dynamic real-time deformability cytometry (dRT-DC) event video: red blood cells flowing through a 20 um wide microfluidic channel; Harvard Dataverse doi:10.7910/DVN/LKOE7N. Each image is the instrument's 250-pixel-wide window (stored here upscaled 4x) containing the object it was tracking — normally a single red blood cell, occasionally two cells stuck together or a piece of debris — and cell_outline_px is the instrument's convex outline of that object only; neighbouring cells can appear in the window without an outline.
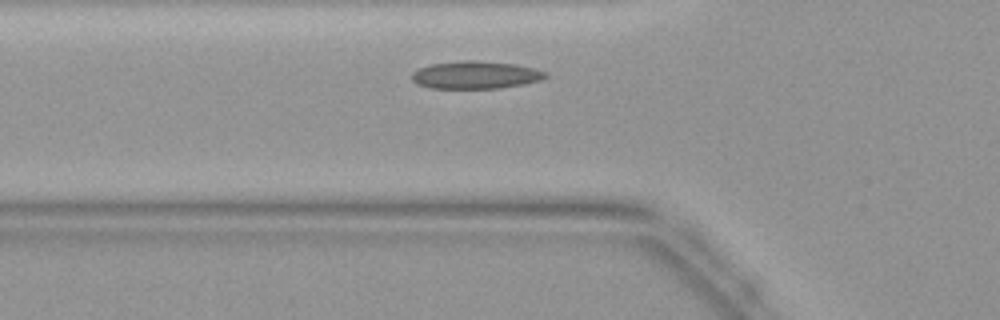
{"species": "common noctule bat (a hibernating species)", "species_latin": "Nyctalus noctula", "temperature_condition": "warm", "stored_images_in_passage": 27, "camera_frame_rate_fps": 3000, "um_per_image_px": 0.085, "animal": {"sex": "female", "body_mass_g": 19.9}, "frame": {"image": 1, "passage_image": 5, "time_ms": 1.333, "image_size_px": [1000, 320], "cell_outline_px": [[548, 76], [540, 80], [524, 84], [500, 88], [428, 88], [416, 84], [412, 80], [412, 72], [420, 68], [432, 64], [460, 60], [472, 60], [516, 64], [536, 68], [548, 72]], "centroid_in_image_um": [40.44, 6.37], "position_along_channel_um": 85.4, "area_um2": 21.68}}
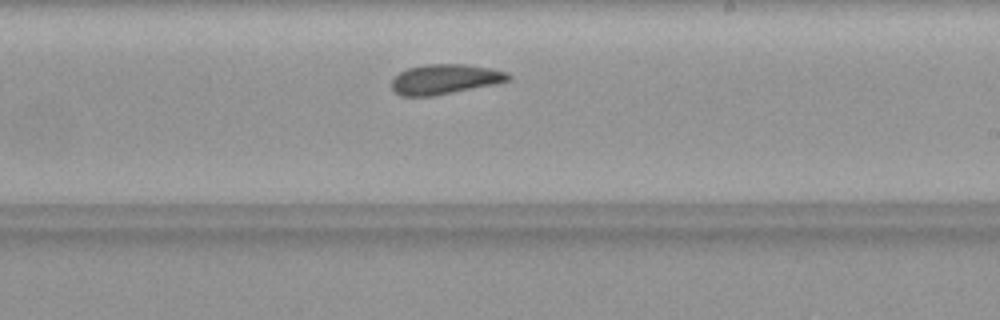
{"frame": {"image": 2, "passage_image": 16, "time_ms": 5.0, "image_size_px": [1000, 320], "cell_outline_px": [[512, 76], [508, 80], [496, 84], [436, 96], [400, 96], [392, 88], [392, 80], [400, 72], [408, 68], [424, 64], [464, 64], [488, 68], [508, 72]], "centroid_in_image_um": [37.82, 6.74], "position_along_channel_um": 251.2, "area_um2": 20.4}}